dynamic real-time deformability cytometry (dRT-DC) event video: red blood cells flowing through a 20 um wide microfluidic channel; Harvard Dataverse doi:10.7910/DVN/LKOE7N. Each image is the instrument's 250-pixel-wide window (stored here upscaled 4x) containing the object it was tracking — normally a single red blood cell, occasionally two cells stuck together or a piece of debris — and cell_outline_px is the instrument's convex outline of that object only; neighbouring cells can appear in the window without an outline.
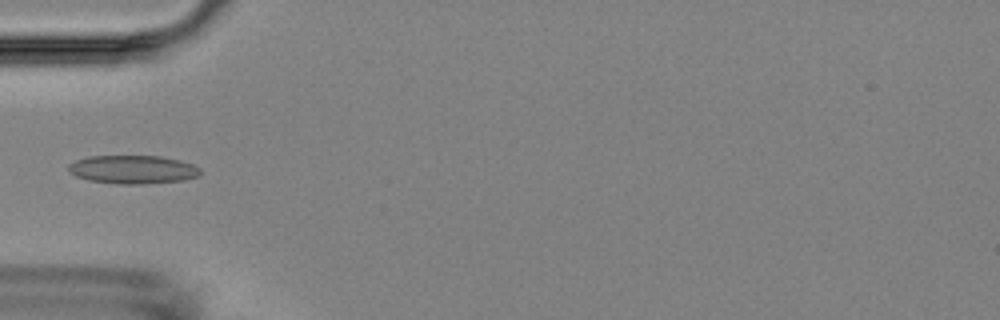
{"species": "Egyptian fruit bat (a non-hibernating species)", "species_latin": "Rousettus aegyptiacus", "temperature_condition": "room temperature", "stored_images_in_passage": 5, "camera_frame_rate_fps": 3000, "um_per_image_px": 0.085, "animal": {"sex": "female"}, "frame": {"image": 1, "passage_image": 5, "time_ms": 4.667, "image_size_px": [1000, 320], "cell_outline_px": [[200, 176], [184, 180], [144, 184], [120, 184], [88, 180], [76, 176], [68, 172], [68, 164], [76, 160], [88, 156], [160, 156], [180, 160], [192, 164], [200, 168]], "centroid_in_image_um": [11.29, 14.41], "position_along_channel_um": 73.7, "area_um2": 21.96}}